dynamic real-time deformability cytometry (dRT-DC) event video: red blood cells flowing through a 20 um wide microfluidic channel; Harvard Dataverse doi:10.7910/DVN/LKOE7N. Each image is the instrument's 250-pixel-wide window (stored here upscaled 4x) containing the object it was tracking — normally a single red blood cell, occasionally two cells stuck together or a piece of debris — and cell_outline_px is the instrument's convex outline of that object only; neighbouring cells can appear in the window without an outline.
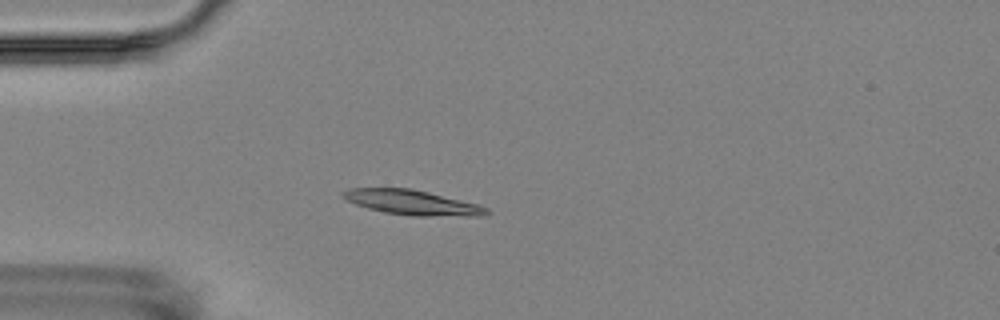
{"species": "Egyptian fruit bat (a non-hibernating species)", "species_latin": "Rousettus aegyptiacus", "temperature_condition": "room temperature", "stored_images_in_passage": 5, "camera_frame_rate_fps": 3000, "um_per_image_px": 0.085, "animal": {"sex": "female"}, "frame": {"image": 1, "passage_image": 5, "time_ms": 8.667, "image_size_px": [1000, 320], "cell_outline_px": [[492, 212], [484, 216], [412, 216], [384, 212], [368, 208], [344, 200], [340, 196], [340, 192], [348, 188], [412, 188], [476, 204], [488, 208]], "centroid_in_image_um": [35.0, 17.21], "position_along_channel_um": 50.0, "area_um2": 20.92}}